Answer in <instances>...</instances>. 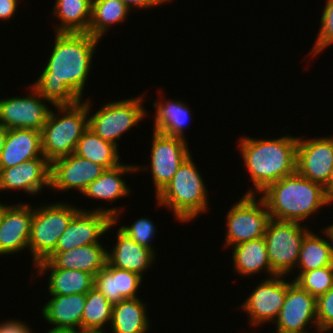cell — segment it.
I'll list each match as a JSON object with an SVG mask.
<instances>
[{"label":"cell","mask_w":333,"mask_h":333,"mask_svg":"<svg viewBox=\"0 0 333 333\" xmlns=\"http://www.w3.org/2000/svg\"><path fill=\"white\" fill-rule=\"evenodd\" d=\"M54 36L49 58L31 85L54 106L74 105L84 100L94 53L102 40L89 33L54 32Z\"/></svg>","instance_id":"obj_1"},{"label":"cell","mask_w":333,"mask_h":333,"mask_svg":"<svg viewBox=\"0 0 333 333\" xmlns=\"http://www.w3.org/2000/svg\"><path fill=\"white\" fill-rule=\"evenodd\" d=\"M298 136L273 139L240 136L237 148L252 186L243 194L259 195L270 184L296 172Z\"/></svg>","instance_id":"obj_2"},{"label":"cell","mask_w":333,"mask_h":333,"mask_svg":"<svg viewBox=\"0 0 333 333\" xmlns=\"http://www.w3.org/2000/svg\"><path fill=\"white\" fill-rule=\"evenodd\" d=\"M262 197L270 217L280 221H295L305 224L333 204L326 189L310 179L301 176L297 171L270 184L259 194ZM315 214V215H314Z\"/></svg>","instance_id":"obj_3"},{"label":"cell","mask_w":333,"mask_h":333,"mask_svg":"<svg viewBox=\"0 0 333 333\" xmlns=\"http://www.w3.org/2000/svg\"><path fill=\"white\" fill-rule=\"evenodd\" d=\"M191 155L171 181L155 196L156 205L166 207L181 224L193 222L209 211V191L202 172Z\"/></svg>","instance_id":"obj_4"},{"label":"cell","mask_w":333,"mask_h":333,"mask_svg":"<svg viewBox=\"0 0 333 333\" xmlns=\"http://www.w3.org/2000/svg\"><path fill=\"white\" fill-rule=\"evenodd\" d=\"M88 113L87 98L74 105L53 106L41 130L43 156L50 163L75 152L79 139L89 127Z\"/></svg>","instance_id":"obj_5"},{"label":"cell","mask_w":333,"mask_h":333,"mask_svg":"<svg viewBox=\"0 0 333 333\" xmlns=\"http://www.w3.org/2000/svg\"><path fill=\"white\" fill-rule=\"evenodd\" d=\"M69 202L56 201L33 206L31 220L29 253L33 268L45 260L54 250L61 234L72 218L81 210Z\"/></svg>","instance_id":"obj_6"},{"label":"cell","mask_w":333,"mask_h":333,"mask_svg":"<svg viewBox=\"0 0 333 333\" xmlns=\"http://www.w3.org/2000/svg\"><path fill=\"white\" fill-rule=\"evenodd\" d=\"M143 96L144 94L107 102L93 114V99L87 98L89 128L103 140L119 147L118 142L123 134L137 125L141 126L139 123L147 117V110L143 106L146 100Z\"/></svg>","instance_id":"obj_7"},{"label":"cell","mask_w":333,"mask_h":333,"mask_svg":"<svg viewBox=\"0 0 333 333\" xmlns=\"http://www.w3.org/2000/svg\"><path fill=\"white\" fill-rule=\"evenodd\" d=\"M80 209L61 234L53 252H65L79 246L104 242L101 237L111 233V229L115 228L114 225L117 226L120 216L125 212V208L120 206L107 208L103 204L90 210L83 207Z\"/></svg>","instance_id":"obj_8"},{"label":"cell","mask_w":333,"mask_h":333,"mask_svg":"<svg viewBox=\"0 0 333 333\" xmlns=\"http://www.w3.org/2000/svg\"><path fill=\"white\" fill-rule=\"evenodd\" d=\"M224 248L264 237L271 219L266 203L262 197L243 194L229 208L225 216Z\"/></svg>","instance_id":"obj_9"},{"label":"cell","mask_w":333,"mask_h":333,"mask_svg":"<svg viewBox=\"0 0 333 333\" xmlns=\"http://www.w3.org/2000/svg\"><path fill=\"white\" fill-rule=\"evenodd\" d=\"M308 228L300 222L270 219L264 239L271 268L277 275L296 274L302 240L311 230Z\"/></svg>","instance_id":"obj_10"},{"label":"cell","mask_w":333,"mask_h":333,"mask_svg":"<svg viewBox=\"0 0 333 333\" xmlns=\"http://www.w3.org/2000/svg\"><path fill=\"white\" fill-rule=\"evenodd\" d=\"M152 132L149 166L148 163L137 164L136 171L138 174L139 171L149 169L157 196L171 181L178 168L192 155V151L189 150L187 139Z\"/></svg>","instance_id":"obj_11"},{"label":"cell","mask_w":333,"mask_h":333,"mask_svg":"<svg viewBox=\"0 0 333 333\" xmlns=\"http://www.w3.org/2000/svg\"><path fill=\"white\" fill-rule=\"evenodd\" d=\"M28 93L23 97L17 95L0 98V124L8 130L43 129L52 110L50 107L54 105L41 96L31 84L28 86Z\"/></svg>","instance_id":"obj_12"},{"label":"cell","mask_w":333,"mask_h":333,"mask_svg":"<svg viewBox=\"0 0 333 333\" xmlns=\"http://www.w3.org/2000/svg\"><path fill=\"white\" fill-rule=\"evenodd\" d=\"M259 282L244 302L238 305L246 313L250 327L255 328L276 321L288 289L285 275L267 277Z\"/></svg>","instance_id":"obj_13"},{"label":"cell","mask_w":333,"mask_h":333,"mask_svg":"<svg viewBox=\"0 0 333 333\" xmlns=\"http://www.w3.org/2000/svg\"><path fill=\"white\" fill-rule=\"evenodd\" d=\"M288 278V289L278 318L273 323L276 333H319L316 297ZM313 325L312 329L309 330ZM309 327V328H307ZM308 329V330H307ZM316 330V331H315Z\"/></svg>","instance_id":"obj_14"},{"label":"cell","mask_w":333,"mask_h":333,"mask_svg":"<svg viewBox=\"0 0 333 333\" xmlns=\"http://www.w3.org/2000/svg\"><path fill=\"white\" fill-rule=\"evenodd\" d=\"M301 136L297 141L296 171L326 188L333 172V135L316 138Z\"/></svg>","instance_id":"obj_15"},{"label":"cell","mask_w":333,"mask_h":333,"mask_svg":"<svg viewBox=\"0 0 333 333\" xmlns=\"http://www.w3.org/2000/svg\"><path fill=\"white\" fill-rule=\"evenodd\" d=\"M105 170L100 164L72 153L51 162L50 189L53 192L77 190L81 195Z\"/></svg>","instance_id":"obj_16"},{"label":"cell","mask_w":333,"mask_h":333,"mask_svg":"<svg viewBox=\"0 0 333 333\" xmlns=\"http://www.w3.org/2000/svg\"><path fill=\"white\" fill-rule=\"evenodd\" d=\"M32 216V204L4 203V216L0 225V257L29 250Z\"/></svg>","instance_id":"obj_17"},{"label":"cell","mask_w":333,"mask_h":333,"mask_svg":"<svg viewBox=\"0 0 333 333\" xmlns=\"http://www.w3.org/2000/svg\"><path fill=\"white\" fill-rule=\"evenodd\" d=\"M51 163L45 158L29 160L14 167L0 169V192L23 191L29 196L50 189Z\"/></svg>","instance_id":"obj_18"},{"label":"cell","mask_w":333,"mask_h":333,"mask_svg":"<svg viewBox=\"0 0 333 333\" xmlns=\"http://www.w3.org/2000/svg\"><path fill=\"white\" fill-rule=\"evenodd\" d=\"M107 246L102 243L79 246L65 252H52L34 268H59L96 275L107 264Z\"/></svg>","instance_id":"obj_19"},{"label":"cell","mask_w":333,"mask_h":333,"mask_svg":"<svg viewBox=\"0 0 333 333\" xmlns=\"http://www.w3.org/2000/svg\"><path fill=\"white\" fill-rule=\"evenodd\" d=\"M116 229L117 234L114 237L116 243L113 247L109 246L111 250L107 249V263L117 269L138 273L144 278V273L149 269L152 270V266L157 262L155 261L157 255L133 241L119 228Z\"/></svg>","instance_id":"obj_20"},{"label":"cell","mask_w":333,"mask_h":333,"mask_svg":"<svg viewBox=\"0 0 333 333\" xmlns=\"http://www.w3.org/2000/svg\"><path fill=\"white\" fill-rule=\"evenodd\" d=\"M142 283L143 277L138 273L117 269L108 263L94 276V287L112 304L140 297Z\"/></svg>","instance_id":"obj_21"},{"label":"cell","mask_w":333,"mask_h":333,"mask_svg":"<svg viewBox=\"0 0 333 333\" xmlns=\"http://www.w3.org/2000/svg\"><path fill=\"white\" fill-rule=\"evenodd\" d=\"M157 89L158 94L163 96L158 95L160 99L158 97L157 100L152 102V106L155 109V115H153L154 120L152 122L153 131L168 136L187 139L185 137V129L189 127V124L192 120V109H190V106L187 103H184L183 100H177L176 98L175 100H171V98L167 100L164 96L165 93L162 94L163 92L160 93L159 88Z\"/></svg>","instance_id":"obj_22"},{"label":"cell","mask_w":333,"mask_h":333,"mask_svg":"<svg viewBox=\"0 0 333 333\" xmlns=\"http://www.w3.org/2000/svg\"><path fill=\"white\" fill-rule=\"evenodd\" d=\"M40 157H44L41 131L32 129L8 130L0 155V169L14 167Z\"/></svg>","instance_id":"obj_23"},{"label":"cell","mask_w":333,"mask_h":333,"mask_svg":"<svg viewBox=\"0 0 333 333\" xmlns=\"http://www.w3.org/2000/svg\"><path fill=\"white\" fill-rule=\"evenodd\" d=\"M136 172V164L129 163H121L116 167L106 169L100 177L86 187L81 196L93 199V201L94 199L104 200L108 204H113L118 199L128 197L133 192L123 175H132Z\"/></svg>","instance_id":"obj_24"},{"label":"cell","mask_w":333,"mask_h":333,"mask_svg":"<svg viewBox=\"0 0 333 333\" xmlns=\"http://www.w3.org/2000/svg\"><path fill=\"white\" fill-rule=\"evenodd\" d=\"M234 272L244 278L265 273V278L277 275L271 268L264 237L230 247ZM267 273V274H266Z\"/></svg>","instance_id":"obj_25"},{"label":"cell","mask_w":333,"mask_h":333,"mask_svg":"<svg viewBox=\"0 0 333 333\" xmlns=\"http://www.w3.org/2000/svg\"><path fill=\"white\" fill-rule=\"evenodd\" d=\"M41 314L45 323L54 328L81 329L86 294L48 295Z\"/></svg>","instance_id":"obj_26"},{"label":"cell","mask_w":333,"mask_h":333,"mask_svg":"<svg viewBox=\"0 0 333 333\" xmlns=\"http://www.w3.org/2000/svg\"><path fill=\"white\" fill-rule=\"evenodd\" d=\"M34 269L36 273L33 271L31 273L33 279L48 275V295L86 294L94 287V275L89 272L59 268Z\"/></svg>","instance_id":"obj_27"},{"label":"cell","mask_w":333,"mask_h":333,"mask_svg":"<svg viewBox=\"0 0 333 333\" xmlns=\"http://www.w3.org/2000/svg\"><path fill=\"white\" fill-rule=\"evenodd\" d=\"M139 297L113 304L110 330L112 333H149L150 317L147 305Z\"/></svg>","instance_id":"obj_28"},{"label":"cell","mask_w":333,"mask_h":333,"mask_svg":"<svg viewBox=\"0 0 333 333\" xmlns=\"http://www.w3.org/2000/svg\"><path fill=\"white\" fill-rule=\"evenodd\" d=\"M91 10L92 0H55L51 14L58 22L54 32L88 33Z\"/></svg>","instance_id":"obj_29"},{"label":"cell","mask_w":333,"mask_h":333,"mask_svg":"<svg viewBox=\"0 0 333 333\" xmlns=\"http://www.w3.org/2000/svg\"><path fill=\"white\" fill-rule=\"evenodd\" d=\"M131 11L121 0H92L88 33L100 40L116 24L125 23Z\"/></svg>","instance_id":"obj_30"},{"label":"cell","mask_w":333,"mask_h":333,"mask_svg":"<svg viewBox=\"0 0 333 333\" xmlns=\"http://www.w3.org/2000/svg\"><path fill=\"white\" fill-rule=\"evenodd\" d=\"M118 149L117 146L103 140L88 127L79 139L74 153L109 169L123 162Z\"/></svg>","instance_id":"obj_31"},{"label":"cell","mask_w":333,"mask_h":333,"mask_svg":"<svg viewBox=\"0 0 333 333\" xmlns=\"http://www.w3.org/2000/svg\"><path fill=\"white\" fill-rule=\"evenodd\" d=\"M312 229L302 240L295 272H306L325 266H333L332 251L326 237L319 232L316 234Z\"/></svg>","instance_id":"obj_32"},{"label":"cell","mask_w":333,"mask_h":333,"mask_svg":"<svg viewBox=\"0 0 333 333\" xmlns=\"http://www.w3.org/2000/svg\"><path fill=\"white\" fill-rule=\"evenodd\" d=\"M113 304L95 287L86 293L81 330L104 331L110 326Z\"/></svg>","instance_id":"obj_33"},{"label":"cell","mask_w":333,"mask_h":333,"mask_svg":"<svg viewBox=\"0 0 333 333\" xmlns=\"http://www.w3.org/2000/svg\"><path fill=\"white\" fill-rule=\"evenodd\" d=\"M292 280L316 298L333 287V266L298 272Z\"/></svg>","instance_id":"obj_34"},{"label":"cell","mask_w":333,"mask_h":333,"mask_svg":"<svg viewBox=\"0 0 333 333\" xmlns=\"http://www.w3.org/2000/svg\"><path fill=\"white\" fill-rule=\"evenodd\" d=\"M132 222L131 225L127 224L128 226L126 224L124 226L121 225L119 229L133 241L152 250L157 255V251L153 245L154 243H152L157 234L156 232L158 231L155 224L156 222L153 223V220H150V217L145 218V216L137 218Z\"/></svg>","instance_id":"obj_35"},{"label":"cell","mask_w":333,"mask_h":333,"mask_svg":"<svg viewBox=\"0 0 333 333\" xmlns=\"http://www.w3.org/2000/svg\"><path fill=\"white\" fill-rule=\"evenodd\" d=\"M319 25L316 40L308 53L311 54L309 59L312 58V60L333 45V0H326Z\"/></svg>","instance_id":"obj_36"},{"label":"cell","mask_w":333,"mask_h":333,"mask_svg":"<svg viewBox=\"0 0 333 333\" xmlns=\"http://www.w3.org/2000/svg\"><path fill=\"white\" fill-rule=\"evenodd\" d=\"M316 311L319 333L333 331V287L316 298Z\"/></svg>","instance_id":"obj_37"},{"label":"cell","mask_w":333,"mask_h":333,"mask_svg":"<svg viewBox=\"0 0 333 333\" xmlns=\"http://www.w3.org/2000/svg\"><path fill=\"white\" fill-rule=\"evenodd\" d=\"M0 333H34V331L28 322L14 318L0 322Z\"/></svg>","instance_id":"obj_38"},{"label":"cell","mask_w":333,"mask_h":333,"mask_svg":"<svg viewBox=\"0 0 333 333\" xmlns=\"http://www.w3.org/2000/svg\"><path fill=\"white\" fill-rule=\"evenodd\" d=\"M123 3L126 4V6L132 11L134 10H150L151 8L156 6H161L164 4H169L170 2H173V0H121Z\"/></svg>","instance_id":"obj_39"},{"label":"cell","mask_w":333,"mask_h":333,"mask_svg":"<svg viewBox=\"0 0 333 333\" xmlns=\"http://www.w3.org/2000/svg\"><path fill=\"white\" fill-rule=\"evenodd\" d=\"M21 0H0V21H10L15 15L19 8Z\"/></svg>","instance_id":"obj_40"},{"label":"cell","mask_w":333,"mask_h":333,"mask_svg":"<svg viewBox=\"0 0 333 333\" xmlns=\"http://www.w3.org/2000/svg\"><path fill=\"white\" fill-rule=\"evenodd\" d=\"M321 234L323 232V234L325 235L327 241H328V244L331 248V251H332V257H333V223H331L330 225L328 226H325L323 229L321 228Z\"/></svg>","instance_id":"obj_41"},{"label":"cell","mask_w":333,"mask_h":333,"mask_svg":"<svg viewBox=\"0 0 333 333\" xmlns=\"http://www.w3.org/2000/svg\"><path fill=\"white\" fill-rule=\"evenodd\" d=\"M46 333H80V329L51 327Z\"/></svg>","instance_id":"obj_42"},{"label":"cell","mask_w":333,"mask_h":333,"mask_svg":"<svg viewBox=\"0 0 333 333\" xmlns=\"http://www.w3.org/2000/svg\"><path fill=\"white\" fill-rule=\"evenodd\" d=\"M7 134H8V129L0 124V155L1 152L3 151Z\"/></svg>","instance_id":"obj_43"},{"label":"cell","mask_w":333,"mask_h":333,"mask_svg":"<svg viewBox=\"0 0 333 333\" xmlns=\"http://www.w3.org/2000/svg\"><path fill=\"white\" fill-rule=\"evenodd\" d=\"M330 201L333 203V172L329 185L325 188Z\"/></svg>","instance_id":"obj_44"},{"label":"cell","mask_w":333,"mask_h":333,"mask_svg":"<svg viewBox=\"0 0 333 333\" xmlns=\"http://www.w3.org/2000/svg\"><path fill=\"white\" fill-rule=\"evenodd\" d=\"M109 331L104 330V331H97V330H81L80 329V333H107Z\"/></svg>","instance_id":"obj_45"},{"label":"cell","mask_w":333,"mask_h":333,"mask_svg":"<svg viewBox=\"0 0 333 333\" xmlns=\"http://www.w3.org/2000/svg\"><path fill=\"white\" fill-rule=\"evenodd\" d=\"M4 216V203L0 201V225Z\"/></svg>","instance_id":"obj_46"}]
</instances>
